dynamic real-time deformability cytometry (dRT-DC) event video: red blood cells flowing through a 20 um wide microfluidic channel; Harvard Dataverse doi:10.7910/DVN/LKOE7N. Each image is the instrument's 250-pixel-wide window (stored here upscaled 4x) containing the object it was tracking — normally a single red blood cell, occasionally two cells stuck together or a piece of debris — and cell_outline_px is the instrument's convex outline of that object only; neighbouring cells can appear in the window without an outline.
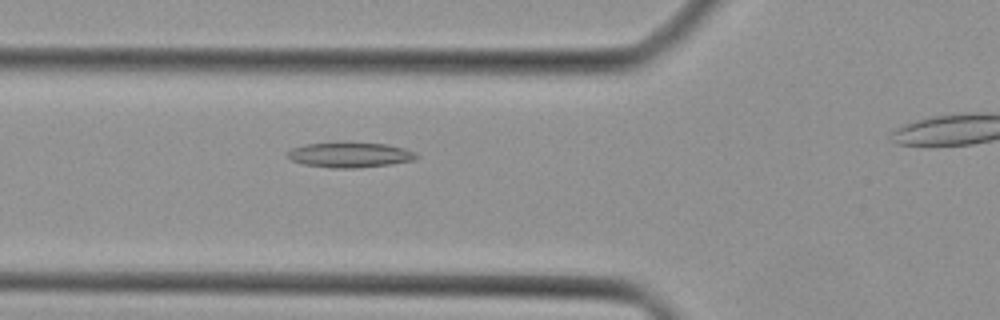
{"species": "Egyptian fruit bat (a non-hibernating species)", "species_latin": "Rousettus aegyptiacus", "temperature_condition": "cold", "stored_images_in_passage": 30, "camera_frame_rate_fps": 3000, "um_per_image_px": 0.085, "animal": {"sex": "female"}, "frame": {"image": 1, "passage_image": 8, "time_ms": 2.333, "image_size_px": [1000, 320], "cell_outline_px": [[420, 156], [416, 160], [392, 164], [356, 168], [332, 168], [304, 164], [292, 160], [288, 156], [288, 152], [292, 148], [304, 144], [344, 140], [348, 140], [388, 144], [404, 148]], "centroid_in_image_um": [29.76, 13.12], "position_along_channel_um": 96.0, "area_um2": 19.59}}
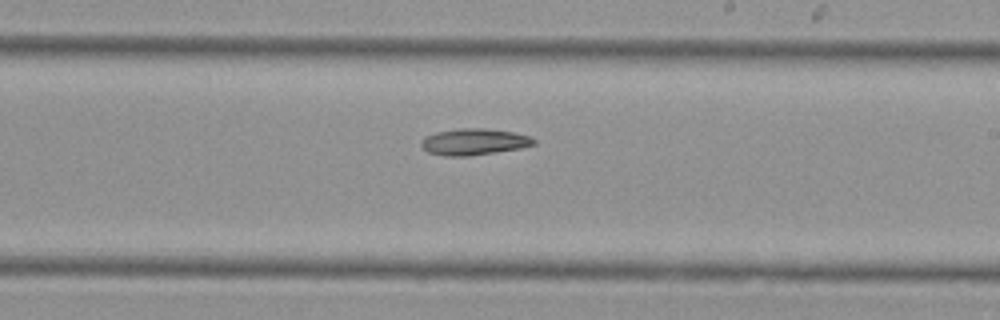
{"frame": {"image": 2, "passage_image": 18, "time_ms": 5.667, "image_size_px": [1000, 320], "cell_outline_px": [[536, 144], [520, 148], [496, 152], [468, 156], [444, 156], [428, 152], [420, 144], [420, 140], [436, 132], [460, 128], [484, 128], [512, 132], [528, 136], [536, 140]], "centroid_in_image_um": [40.28, 12.06], "position_along_channel_um": 248.7, "area_um2": 17.22}}
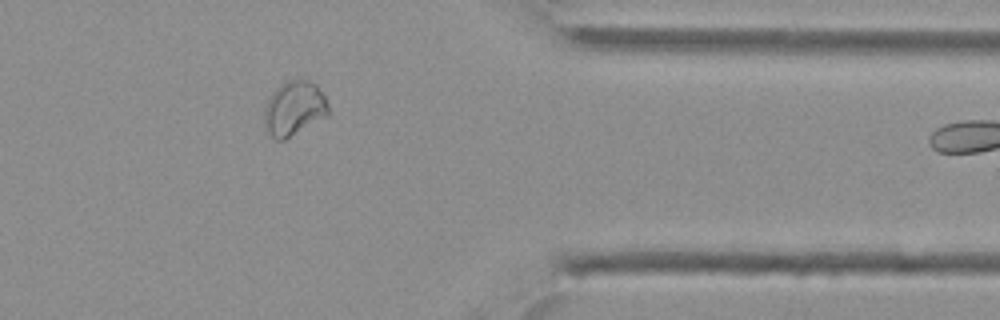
{"frame": {"image": 3, "passage_image": 28, "time_ms": 9.0, "image_size_px": [1000, 320], "cell_outline_px": [[328, 116], [284, 140], [276, 140], [264, 128], [264, 108], [272, 92], [280, 84], [288, 80], [308, 80], [316, 84], [324, 96], [328, 104]], "centroid_in_image_um": [24.99, 9.22], "position_along_channel_um": 386.4, "area_um2": 20.4}}